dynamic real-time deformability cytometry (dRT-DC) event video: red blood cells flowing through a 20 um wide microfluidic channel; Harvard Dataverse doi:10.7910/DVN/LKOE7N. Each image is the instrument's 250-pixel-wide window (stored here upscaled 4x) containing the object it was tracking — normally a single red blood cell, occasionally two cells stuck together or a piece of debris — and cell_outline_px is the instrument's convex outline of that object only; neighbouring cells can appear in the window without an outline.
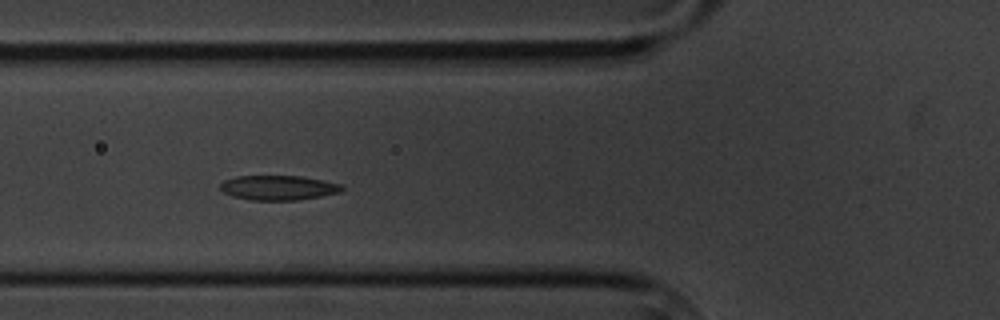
{"species": "common noctule bat (a hibernating species)", "species_latin": "Nyctalus noctula", "temperature_condition": "cold", "stored_images_in_passage": 5, "camera_frame_rate_fps": 3000, "um_per_image_px": 0.085, "animal": {"sex": "male", "body_mass_g": 20.1, "forearm_length_mm": 53.5}, "frame": {"image": 1, "passage_image": 4, "time_ms": 3.667, "image_size_px": [1000, 320], "cell_outline_px": [[344, 188], [340, 192], [320, 196], [296, 200], [248, 200], [232, 196], [224, 192], [220, 188], [220, 184], [224, 180], [236, 176], [300, 176], [344, 184]], "centroid_in_image_um": [23.66, 15.95], "position_along_channel_um": 102.1, "area_um2": 17.51}}
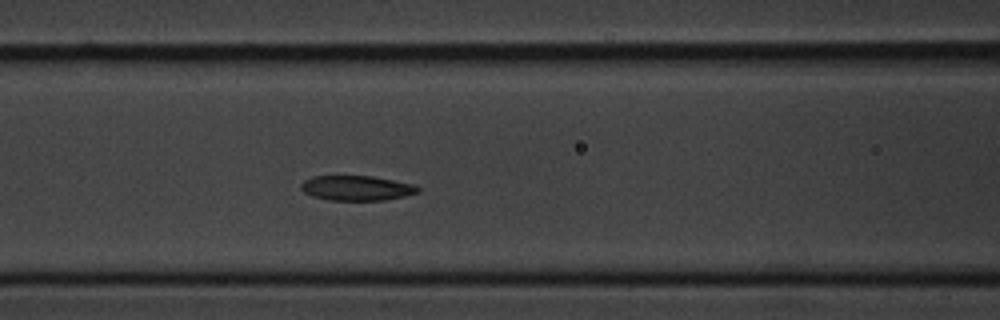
{"frame": {"image": 2, "passage_image": 5, "time_ms": 4.667, "image_size_px": [1000, 320], "cell_outline_px": [[420, 192], [404, 196], [384, 200], [328, 200], [312, 196], [304, 192], [300, 188], [300, 184], [304, 180], [312, 176], [372, 176], [412, 184], [420, 188]], "centroid_in_image_um": [30.28, 15.98], "position_along_channel_um": 136.3, "area_um2": 16.94}}